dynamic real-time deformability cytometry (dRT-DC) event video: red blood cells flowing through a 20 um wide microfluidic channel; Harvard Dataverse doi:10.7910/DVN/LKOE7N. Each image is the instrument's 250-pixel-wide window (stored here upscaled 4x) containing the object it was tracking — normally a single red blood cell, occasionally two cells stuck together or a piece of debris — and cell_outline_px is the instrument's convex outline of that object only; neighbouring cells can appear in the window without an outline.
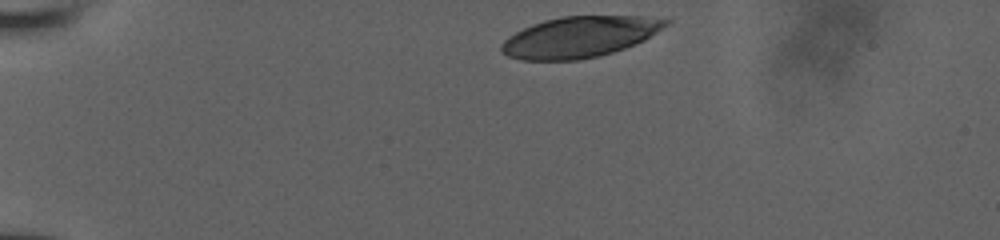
{"species": "human", "species_latin": "Homo sapiens", "temperature_condition": "room temperature", "stored_images_in_passage": 12, "camera_frame_rate_fps": 3000, "um_per_image_px": 0.085, "donor": {"sex": "male"}, "frame": {"image": 1, "passage_image": 1, "time_ms": 0.0, "image_size_px": [1000, 240], "cell_outline_px": [[672, 20], [668, 24], [644, 40], [624, 48], [600, 56], [580, 60], [520, 60], [508, 56], [500, 52], [500, 44], [508, 36], [532, 24], [544, 20], [560, 16], [672, 16]], "centroid_in_image_um": [49.3, 3.12], "position_along_channel_um": 35.7, "area_um2": 39.65}}
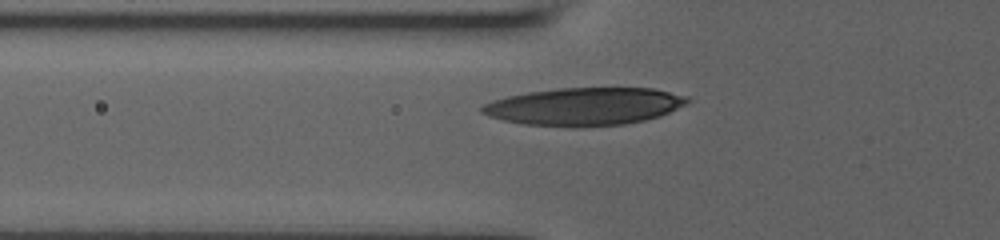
{"frame": {"image": 2, "passage_image": 9, "time_ms": 3.0, "image_size_px": [1000, 240], "cell_outline_px": [[692, 100], [660, 116], [644, 120], [624, 124], [572, 128], [524, 124], [504, 120], [488, 116], [480, 112], [480, 108], [484, 104], [492, 100], [508, 96], [528, 92], [560, 88], [652, 88], [688, 96]], "centroid_in_image_um": [49.65, 9.06], "position_along_channel_um": 76.2, "area_um2": 45.2}}
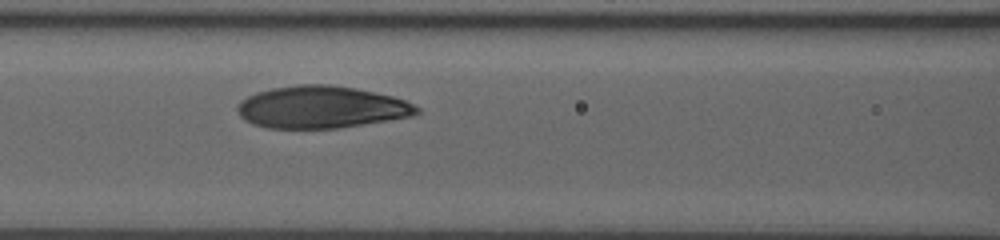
{"frame": {"image": 3, "passage_image": 12, "time_ms": 4.667, "image_size_px": [1000, 240], "cell_outline_px": [[420, 112], [412, 116], [388, 120], [336, 128], [268, 128], [252, 124], [244, 120], [240, 116], [236, 108], [236, 104], [240, 100], [256, 92], [272, 88], [296, 84], [332, 84], [356, 88], [392, 96], [404, 100], [420, 108]], "centroid_in_image_um": [27.27, 9.1], "position_along_channel_um": 139.3, "area_um2": 44.22}}